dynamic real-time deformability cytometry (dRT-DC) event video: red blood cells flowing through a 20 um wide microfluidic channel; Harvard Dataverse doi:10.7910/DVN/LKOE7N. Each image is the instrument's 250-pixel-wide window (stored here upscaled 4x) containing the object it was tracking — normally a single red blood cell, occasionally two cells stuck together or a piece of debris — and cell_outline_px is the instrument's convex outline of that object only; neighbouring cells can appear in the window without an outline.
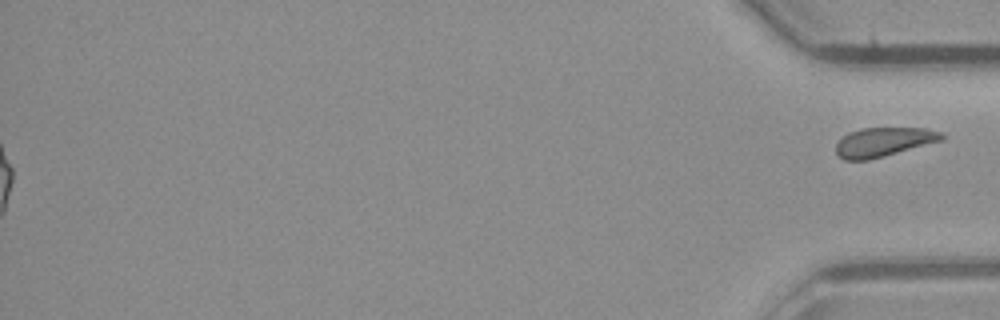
{"species": "common noctule bat (a hibernating species)", "species_latin": "Nyctalus noctula", "temperature_condition": "room temperature", "stored_images_in_passage": 50, "segment_of_instrument_passage": [2, 2], "camera_frame_rate_fps": 3000, "um_per_image_px": 0.085, "animal": {"sex": "male", "body_mass_g": 23.1, "forearm_length_mm": 52.7}, "frame": {"image": 1, "passage_image": 50, "time_ms": 16.333, "image_size_px": [1000, 320], "cell_outline_px": [[948, 136], [944, 140], [868, 160], [844, 160], [836, 152], [836, 144], [848, 132], [860, 128], [928, 128], [944, 132]], "centroid_in_image_um": [75.17, 12.05], "position_along_channel_um": 360.0, "area_um2": 18.09}}